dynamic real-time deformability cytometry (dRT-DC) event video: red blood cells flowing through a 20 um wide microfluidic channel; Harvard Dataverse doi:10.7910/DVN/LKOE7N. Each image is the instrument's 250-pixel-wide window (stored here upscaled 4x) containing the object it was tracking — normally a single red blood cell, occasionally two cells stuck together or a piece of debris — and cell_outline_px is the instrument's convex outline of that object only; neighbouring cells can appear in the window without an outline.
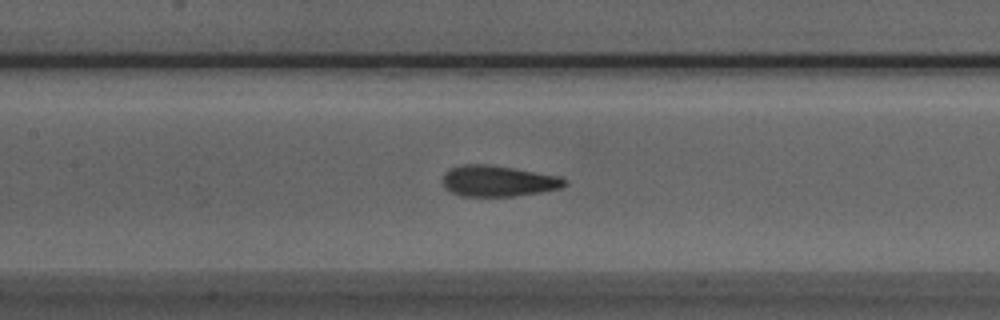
{"species": "Egyptian fruit bat (a non-hibernating species)", "species_latin": "Rousettus aegyptiacus", "temperature_condition": "room temperature", "stored_images_in_passage": 51, "camera_frame_rate_fps": 3000, "um_per_image_px": 0.085, "animal": {"sex": "male"}, "frame": {"image": 1, "passage_image": 22, "time_ms": 7.0, "image_size_px": [1000, 320], "cell_outline_px": [[568, 184], [560, 188], [540, 192], [516, 196], [460, 196], [444, 188], [440, 180], [444, 172], [448, 168], [460, 164], [488, 164], [516, 168], [560, 176], [568, 180]], "centroid_in_image_um": [42.3, 15.37], "position_along_channel_um": 165.1, "area_um2": 22.54}}
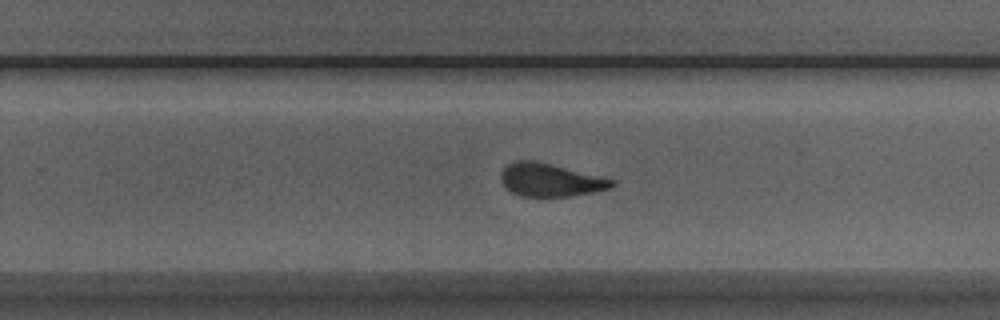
{"frame": {"image": 2, "passage_image": 31, "time_ms": 10.0, "image_size_px": [1000, 320], "cell_outline_px": [[616, 184], [612, 188], [572, 196], [520, 196], [512, 192], [500, 180], [500, 172], [508, 164], [516, 160], [536, 160], [616, 180]], "centroid_in_image_um": [46.78, 15.29], "position_along_channel_um": 283.0, "area_um2": 21.39}}
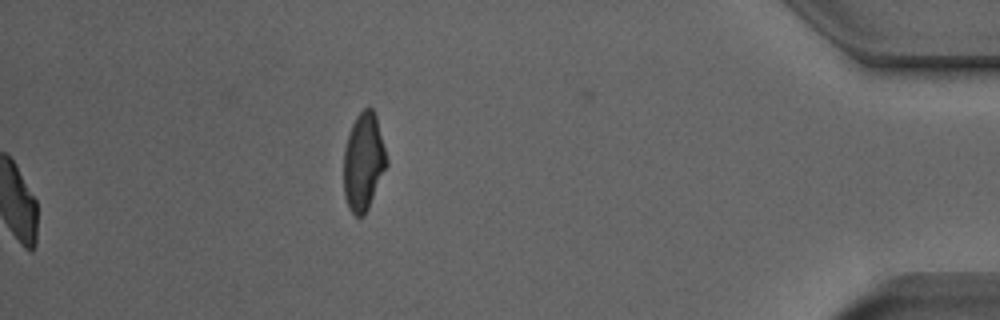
{"frame": {"image": 3, "passage_image": 51, "time_ms": 16.667, "image_size_px": [1000, 320], "cell_outline_px": [[388, 164], [368, 208], [364, 216], [356, 216], [352, 212], [344, 196], [344, 148], [348, 132], [356, 116], [368, 104], [372, 108], [376, 116], [388, 160]], "centroid_in_image_um": [30.9, 13.71], "position_along_channel_um": 404.3, "area_um2": 24.45}, "authors_computed_cell_mechanics": {"area_um2": 21.964, "velocity_mm_per_s": 3.9417, "shape_relaxation_time_tau1_ms": 8.7933, "shape_relaxation_time_tau2_ms": 1.681, "deformation_change_tau1": 0.2427, "deformation_change_tau2": 0.0887}}